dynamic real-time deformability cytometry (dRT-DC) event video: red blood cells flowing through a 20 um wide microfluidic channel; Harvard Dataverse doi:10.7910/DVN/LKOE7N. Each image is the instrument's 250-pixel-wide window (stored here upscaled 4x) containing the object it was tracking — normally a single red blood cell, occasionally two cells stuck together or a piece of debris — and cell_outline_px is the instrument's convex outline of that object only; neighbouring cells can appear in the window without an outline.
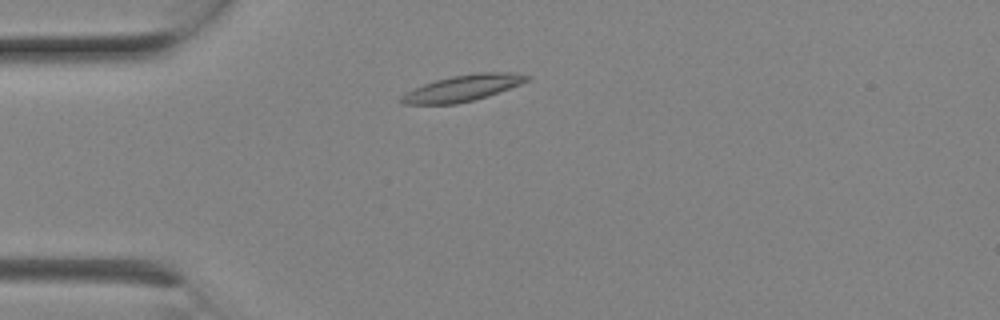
{"species": "Egyptian fruit bat (a non-hibernating species)", "species_latin": "Rousettus aegyptiacus", "temperature_condition": "room temperature", "stored_images_in_passage": 3, "camera_frame_rate_fps": 3000, "um_per_image_px": 0.085, "animal": {"sex": "female"}, "frame": {"image": 1, "passage_image": 1, "time_ms": 0.0, "image_size_px": [1000, 320], "cell_outline_px": [[532, 76], [528, 80], [520, 84], [488, 96], [456, 104], [404, 104], [400, 100], [400, 96], [424, 84], [436, 80], [452, 76], [476, 72], [512, 72]], "centroid_in_image_um": [39.37, 7.48], "position_along_channel_um": 45.6, "area_um2": 18.96}}
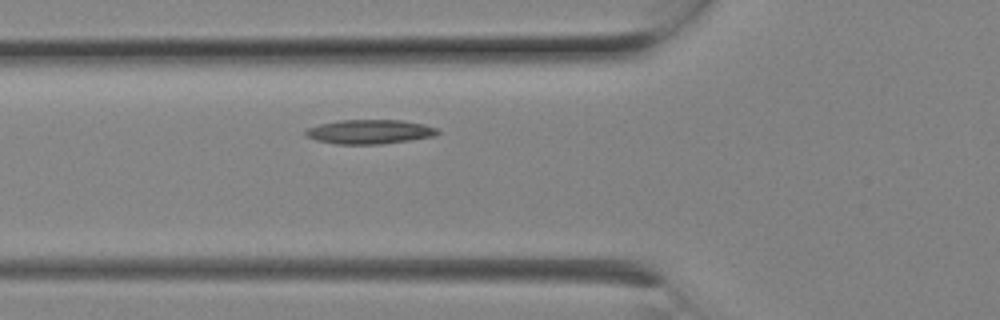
{"frame": {"image": 2, "passage_image": 3, "time_ms": 0.667, "image_size_px": [1000, 320], "cell_outline_px": [[440, 132], [436, 136], [380, 144], [336, 144], [316, 140], [304, 136], [304, 132], [308, 128], [320, 124], [340, 120], [400, 120], [424, 124], [436, 128]], "centroid_in_image_um": [31.4, 11.2], "position_along_channel_um": 94.4, "area_um2": 18.61}}